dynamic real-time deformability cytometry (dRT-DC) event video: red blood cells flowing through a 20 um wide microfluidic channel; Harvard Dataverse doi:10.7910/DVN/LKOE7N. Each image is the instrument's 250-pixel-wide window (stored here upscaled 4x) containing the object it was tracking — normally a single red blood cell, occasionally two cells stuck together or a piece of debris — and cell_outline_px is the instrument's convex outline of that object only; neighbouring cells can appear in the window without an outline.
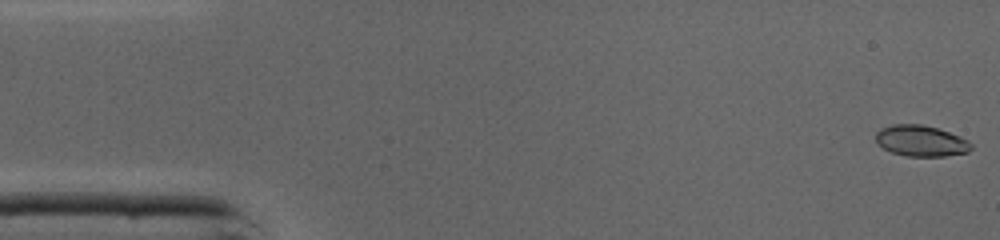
{"species": "common noctule bat (a hibernating species)", "species_latin": "Nyctalus noctula", "temperature_condition": "cold", "stored_images_in_passage": 46, "camera_frame_rate_fps": 3000, "um_per_image_px": 0.085, "animal": {"sex": "male", "body_mass_g": 19.0, "forearm_length_mm": 50.8}, "frame": {"image": 1, "passage_image": 1, "time_ms": 0.0, "image_size_px": [1000, 240], "cell_outline_px": [[972, 148], [968, 152], [944, 156], [908, 156], [892, 152], [884, 148], [876, 140], [876, 132], [880, 128], [892, 124], [920, 124], [936, 128], [960, 136], [968, 140], [972, 144]], "centroid_in_image_um": [78.29, 11.97], "position_along_channel_um": 6.7, "area_um2": 17.11}}
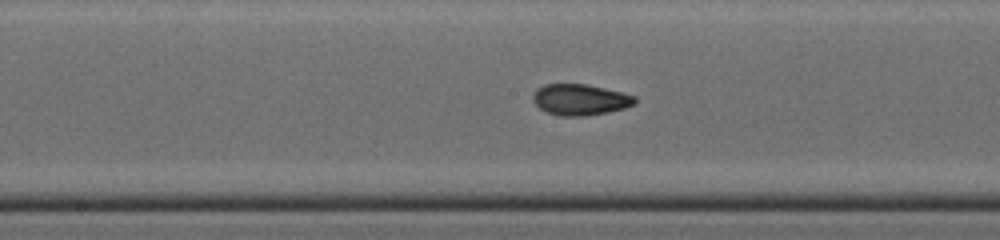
{"frame": {"image": 2, "passage_image": 23, "time_ms": 7.333, "image_size_px": [1000, 240], "cell_outline_px": [[636, 100], [632, 104], [624, 108], [608, 112], [584, 116], [560, 116], [548, 112], [540, 108], [532, 100], [532, 96], [544, 84], [584, 84], [624, 92], [636, 96]], "centroid_in_image_um": [49.33, 8.47], "position_along_channel_um": 198.9, "area_um2": 18.26}}
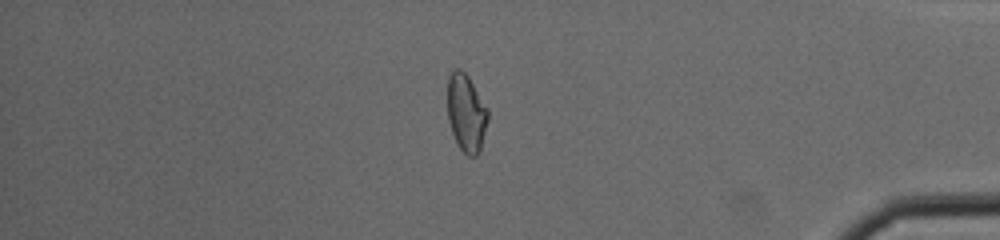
{"frame": {"image": 3, "passage_image": 39, "time_ms": 12.667, "image_size_px": [1000, 240], "cell_outline_px": [[488, 120], [480, 148], [476, 156], [468, 156], [460, 148], [452, 132], [448, 120], [448, 76], [456, 68], [460, 68], [468, 76], [488, 108]], "centroid_in_image_um": [39.63, 9.58], "position_along_channel_um": 395.6, "area_um2": 18.09}, "authors_computed_cell_mechanics": {"area_um2": 18.0914, "velocity_mm_per_s": 4.3648, "shape_relaxation_time_tau1_ms": 5.4229, "shape_relaxation_time_tau2_ms": 1.516, "deformation_change_tau1": 0.1721, "deformation_change_tau2": 0.0499}}